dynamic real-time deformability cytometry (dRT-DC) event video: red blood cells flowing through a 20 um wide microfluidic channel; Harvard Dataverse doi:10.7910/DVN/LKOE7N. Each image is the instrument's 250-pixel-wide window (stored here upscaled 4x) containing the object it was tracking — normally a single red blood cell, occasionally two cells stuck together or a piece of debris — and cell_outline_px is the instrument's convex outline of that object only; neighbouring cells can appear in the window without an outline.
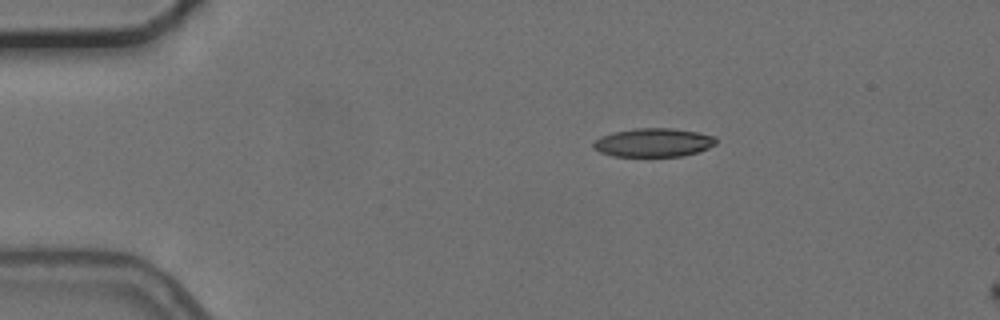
{"species": "common noctule bat (a hibernating species)", "species_latin": "Nyctalus noctula", "temperature_condition": "cold", "stored_images_in_passage": 2, "camera_frame_rate_fps": 3000, "um_per_image_px": 0.085, "animal": {"sex": "female", "body_mass_g": 24.6, "forearm_length_mm": 56.2}, "frame": {"image": 1, "passage_image": 2, "time_ms": 0.333, "image_size_px": [1000, 320], "cell_outline_px": [[704, 136], [700, 148], [688, 152], [668, 156], [632, 156], [640, 132], [684, 132]], "centroid_in_image_um": [56.64, 12.21], "position_along_channel_um": 28.4, "area_um2": 10.29}}